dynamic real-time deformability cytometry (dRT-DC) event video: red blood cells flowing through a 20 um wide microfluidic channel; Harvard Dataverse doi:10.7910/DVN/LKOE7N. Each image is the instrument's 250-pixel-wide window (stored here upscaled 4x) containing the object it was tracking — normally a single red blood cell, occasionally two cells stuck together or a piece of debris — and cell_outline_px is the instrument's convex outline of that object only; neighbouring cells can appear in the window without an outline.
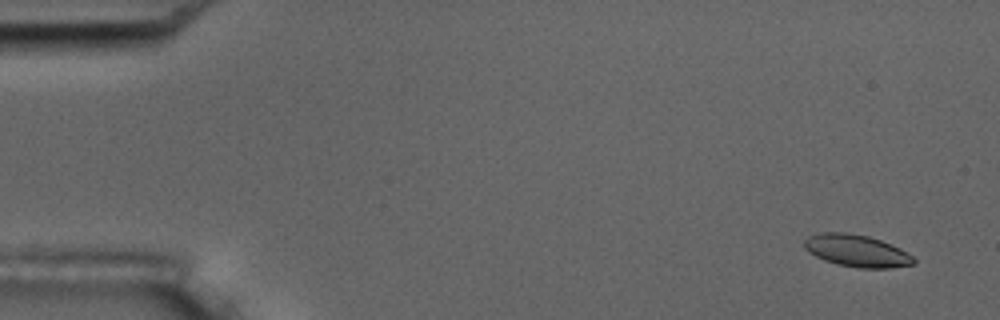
{"species": "common noctule bat (a hibernating species)", "species_latin": "Nyctalus noctula", "temperature_condition": "room temperature", "stored_images_in_passage": 6, "camera_frame_rate_fps": 3000, "um_per_image_px": 0.085, "animal": {"sex": "male", "body_mass_g": 17.5, "forearm_length_mm": 52.3}, "frame": {"image": 1, "passage_image": 1, "time_ms": 0.0, "image_size_px": [1000, 320], "cell_outline_px": [[916, 264], [888, 268], [856, 268], [836, 264], [824, 260], [808, 252], [804, 248], [804, 240], [808, 236], [824, 232], [844, 232], [868, 236], [880, 240], [900, 248], [912, 256], [916, 260]], "centroid_in_image_um": [72.81, 21.32], "position_along_channel_um": 12.2, "area_um2": 20.52}}
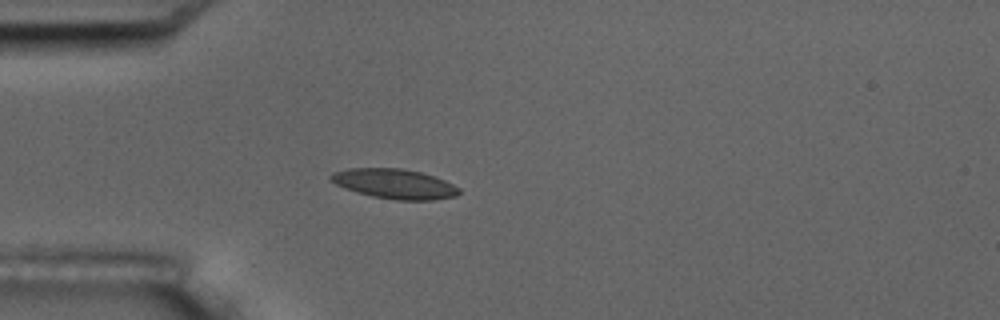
{"frame": {"image": 2, "passage_image": 5, "time_ms": 4.333, "image_size_px": [1000, 320], "cell_outline_px": [[460, 192], [456, 196], [432, 200], [396, 200], [372, 196], [356, 192], [336, 184], [328, 176], [332, 172], [348, 168], [400, 168], [420, 172], [444, 180], [460, 188]], "centroid_in_image_um": [33.52, 15.62], "position_along_channel_um": 51.5, "area_um2": 22.14}}